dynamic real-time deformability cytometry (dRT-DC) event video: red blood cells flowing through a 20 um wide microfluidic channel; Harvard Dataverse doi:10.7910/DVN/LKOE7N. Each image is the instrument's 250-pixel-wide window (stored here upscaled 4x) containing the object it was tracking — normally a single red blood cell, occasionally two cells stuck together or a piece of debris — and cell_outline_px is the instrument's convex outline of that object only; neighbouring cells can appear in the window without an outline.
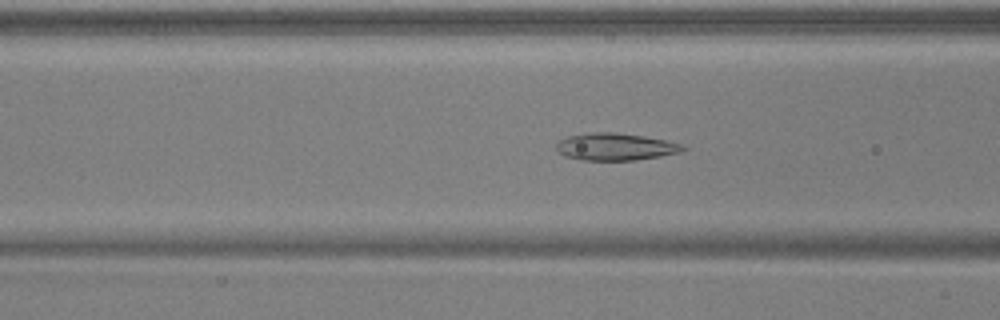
{"species": "common noctule bat (a hibernating species)", "species_latin": "Nyctalus noctula", "temperature_condition": "warm", "stored_images_in_passage": 52, "camera_frame_rate_fps": 3000, "um_per_image_px": 0.085, "animal": {"sex": "male", "body_mass_g": 17.9, "forearm_length_mm": 54.2}, "frame": {"image": 1, "passage_image": 21, "time_ms": 6.667, "image_size_px": [1000, 320], "cell_outline_px": [[688, 148], [680, 152], [660, 156], [636, 160], [580, 160], [564, 156], [556, 148], [556, 144], [560, 140], [568, 136], [592, 132], [616, 132], [644, 136], [684, 144]], "centroid_in_image_um": [52.33, 12.47], "position_along_channel_um": 114.3, "area_um2": 20.11}}
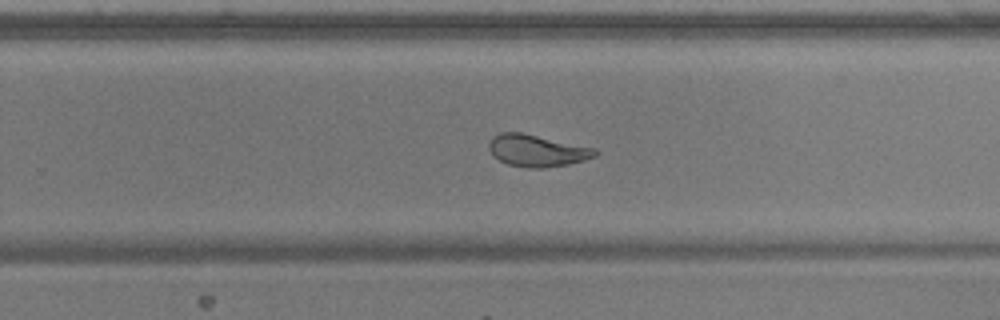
{"frame": {"image": 2, "passage_image": 34, "time_ms": 11.0, "image_size_px": [1000, 320], "cell_outline_px": [[600, 152], [596, 156], [584, 160], [568, 164], [544, 168], [528, 168], [508, 164], [492, 156], [488, 148], [488, 144], [492, 136], [500, 132], [520, 132], [596, 148]], "centroid_in_image_um": [45.63, 12.8], "position_along_channel_um": 284.2, "area_um2": 19.88}}
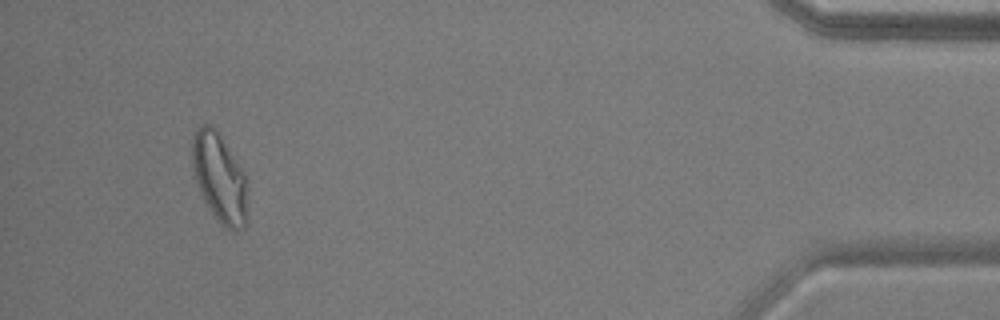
{"frame": {"image": 3, "passage_image": 49, "time_ms": 16.0, "image_size_px": [1000, 320], "cell_outline_px": [[248, 216], [244, 228], [236, 232], [232, 232], [224, 228], [208, 208], [204, 200], [196, 180], [192, 164], [192, 140], [196, 128], [200, 124], [208, 124], [216, 128], [220, 132], [244, 172]], "centroid_in_image_um": [18.67, 15.12], "position_along_channel_um": 416.5, "area_um2": 29.07}, "authors_computed_cell_mechanics": {"area_um2": 21.9351, "velocity_mm_per_s": 3.9292, "shape_relaxation_time_tau1_ms": 11.0586, "shape_relaxation_time_tau2_ms": 1.3917, "deformation_change_tau1": 0.2493, "deformation_change_tau2": 0.0744}}